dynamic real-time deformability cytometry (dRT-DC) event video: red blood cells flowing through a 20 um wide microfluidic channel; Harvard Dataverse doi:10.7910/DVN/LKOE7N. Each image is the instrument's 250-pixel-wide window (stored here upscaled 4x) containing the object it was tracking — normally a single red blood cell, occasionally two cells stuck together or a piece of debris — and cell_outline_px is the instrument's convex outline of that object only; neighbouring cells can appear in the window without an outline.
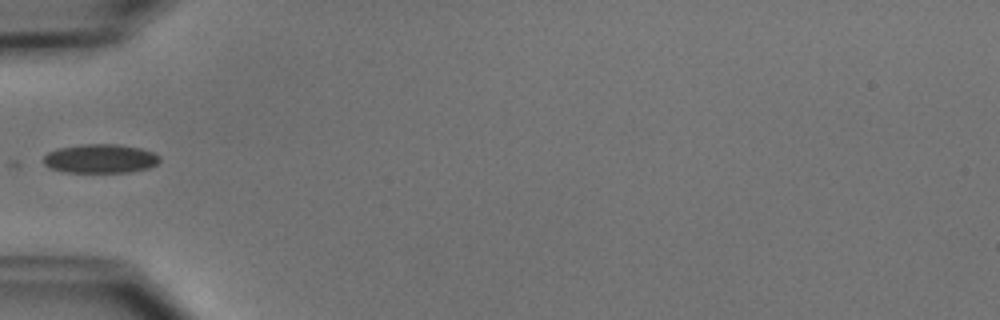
{"species": "common noctule bat (a hibernating species)", "species_latin": "Nyctalus noctula", "temperature_condition": "cold", "stored_images_in_passage": 5, "camera_frame_rate_fps": 3000, "um_per_image_px": 0.085, "animal": {"sex": "male", "body_mass_g": 15.6}, "frame": {"image": 1, "passage_image": 5, "time_ms": 5.667, "image_size_px": [1000, 320], "cell_outline_px": [[160, 160], [156, 164], [148, 168], [128, 172], [64, 172], [48, 168], [44, 164], [44, 156], [48, 152], [56, 148], [80, 144], [116, 144], [140, 148], [152, 152], [160, 156]], "centroid_in_image_um": [8.49, 13.48], "position_along_channel_um": 76.5, "area_um2": 19.71}}